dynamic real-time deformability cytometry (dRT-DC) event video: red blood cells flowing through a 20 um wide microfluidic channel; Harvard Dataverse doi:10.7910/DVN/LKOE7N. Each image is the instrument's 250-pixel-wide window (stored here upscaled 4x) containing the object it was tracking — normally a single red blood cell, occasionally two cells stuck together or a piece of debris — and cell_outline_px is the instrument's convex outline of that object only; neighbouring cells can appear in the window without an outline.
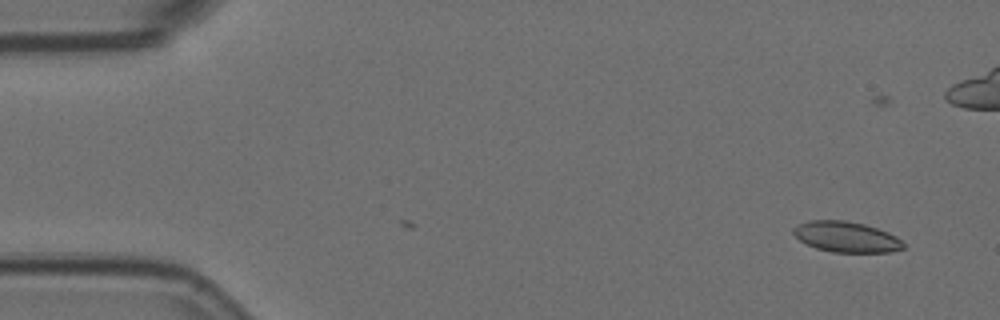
{"species": "Egyptian fruit bat (a non-hibernating species)", "species_latin": "Rousettus aegyptiacus", "temperature_condition": "room temperature", "stored_images_in_passage": 10, "segment_of_instrument_passage": [1, 2], "camera_frame_rate_fps": 3000, "um_per_image_px": 0.085, "animal": {"sex": "female"}, "frame": {"image": 1, "passage_image": 1, "time_ms": 0.0, "image_size_px": [1000, 320], "cell_outline_px": [[904, 248], [888, 252], [832, 252], [816, 248], [800, 240], [792, 232], [792, 228], [796, 224], [808, 220], [844, 220], [864, 224], [888, 232], [896, 236], [904, 244]], "centroid_in_image_um": [71.9, 20.12], "position_along_channel_um": 13.1, "area_um2": 19.59}}
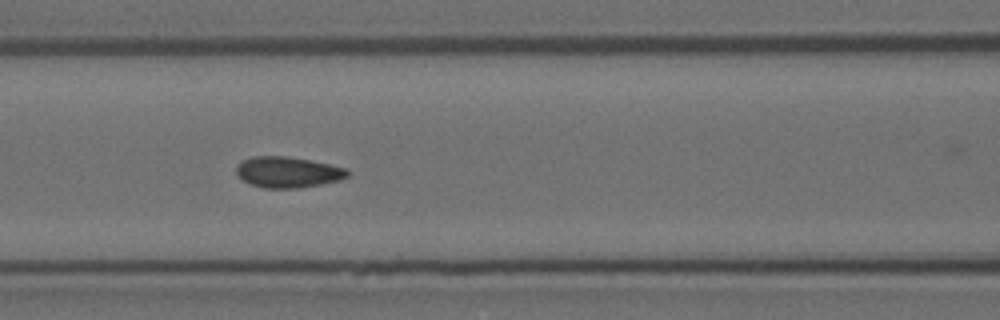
{"frame": {"image": 2, "passage_image": 7, "time_ms": 2.0, "image_size_px": [1000, 320], "cell_outline_px": [[352, 172], [348, 176], [340, 180], [320, 184], [296, 188], [264, 188], [248, 184], [236, 172], [236, 164], [240, 160], [252, 156], [288, 156], [348, 168]], "centroid_in_image_um": [24.45, 14.62], "position_along_channel_um": 142.1, "area_um2": 20.17}}
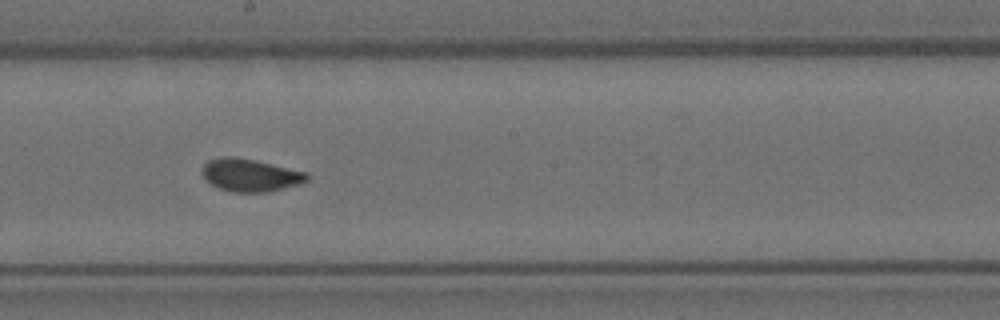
{"frame": {"image": 3, "passage_image": 9, "time_ms": 2.667, "image_size_px": [1000, 320], "cell_outline_px": [[308, 180], [300, 184], [268, 192], [232, 192], [220, 188], [204, 180], [200, 172], [200, 168], [208, 160], [224, 156], [232, 156], [256, 160], [308, 172]], "centroid_in_image_um": [21.24, 14.88], "position_along_channel_um": 227.0, "area_um2": 20.23}}